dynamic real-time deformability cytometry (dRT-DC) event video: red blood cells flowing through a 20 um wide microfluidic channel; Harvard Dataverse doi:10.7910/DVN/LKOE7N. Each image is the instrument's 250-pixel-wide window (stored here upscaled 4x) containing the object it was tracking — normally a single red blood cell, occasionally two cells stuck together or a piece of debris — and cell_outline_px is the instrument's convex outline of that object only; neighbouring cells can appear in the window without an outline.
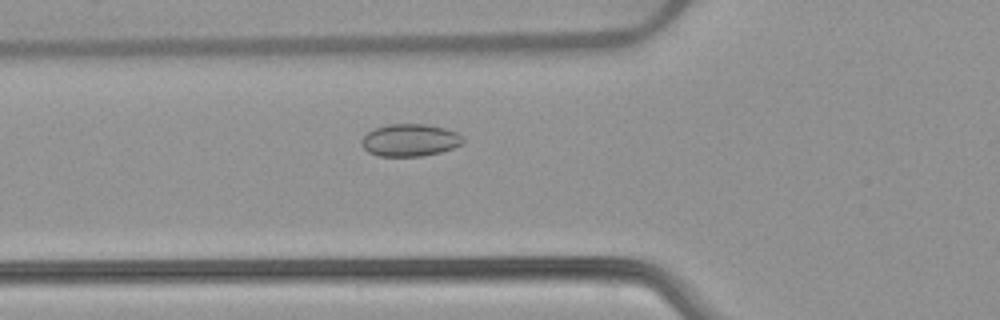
{"species": "common noctule bat (a hibernating species)", "species_latin": "Nyctalus noctula", "temperature_condition": "warm", "stored_images_in_passage": 39, "camera_frame_rate_fps": 3000, "um_per_image_px": 0.085, "animal": {"sex": "female", "body_mass_g": 22.7, "forearm_length_mm": 54.2}, "frame": {"image": 1, "passage_image": 5, "time_ms": 1.333, "image_size_px": [1000, 320], "cell_outline_px": [[464, 144], [440, 152], [420, 156], [380, 156], [368, 152], [360, 144], [360, 140], [368, 132], [376, 128], [388, 124], [424, 124], [444, 128], [456, 132], [464, 136]], "centroid_in_image_um": [34.85, 11.91], "position_along_channel_um": 90.9, "area_um2": 19.13}}
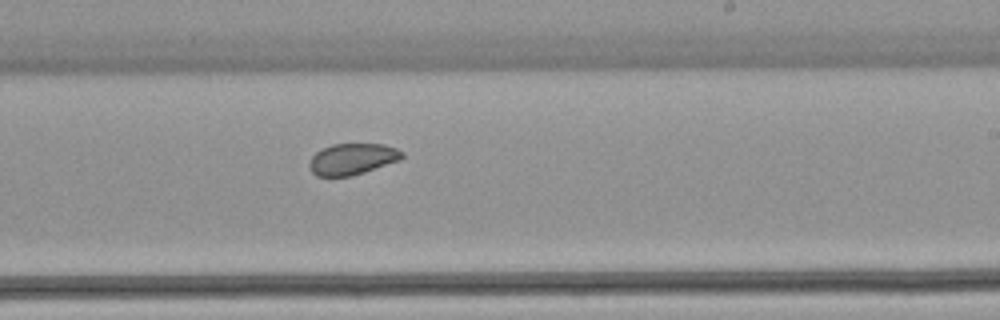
{"frame": {"image": 2, "passage_image": 18, "time_ms": 5.667, "image_size_px": [1000, 320], "cell_outline_px": [[404, 156], [400, 160], [352, 176], [316, 176], [312, 172], [308, 164], [312, 156], [316, 152], [332, 144], [384, 144], [396, 148], [404, 152]], "centroid_in_image_um": [29.95, 13.52], "position_along_channel_um": 259.0, "area_um2": 16.88}}
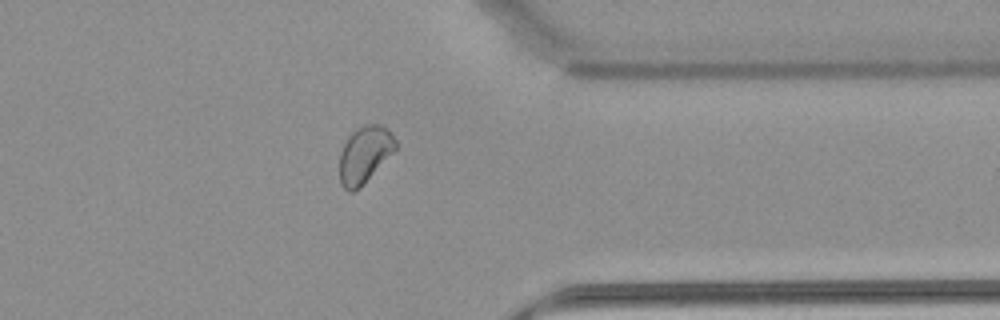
{"frame": {"image": 3, "passage_image": 28, "time_ms": 9.0, "image_size_px": [1000, 320], "cell_outline_px": [[396, 148], [364, 184], [352, 192], [348, 192], [340, 184], [340, 152], [348, 136], [356, 128], [364, 124], [380, 124], [388, 128], [396, 140]], "centroid_in_image_um": [30.98, 13.12], "position_along_channel_um": 380.4, "area_um2": 18.5}, "authors_computed_cell_mechanics": {"area_um2": 18.207, "velocity_mm_per_s": 3.8868, "shape_relaxation_time_tau1_ms": null, "shape_relaxation_time_tau2_ms": 3.5968, "deformation_change_tau1": null, "deformation_change_tau2": 0.0532}}